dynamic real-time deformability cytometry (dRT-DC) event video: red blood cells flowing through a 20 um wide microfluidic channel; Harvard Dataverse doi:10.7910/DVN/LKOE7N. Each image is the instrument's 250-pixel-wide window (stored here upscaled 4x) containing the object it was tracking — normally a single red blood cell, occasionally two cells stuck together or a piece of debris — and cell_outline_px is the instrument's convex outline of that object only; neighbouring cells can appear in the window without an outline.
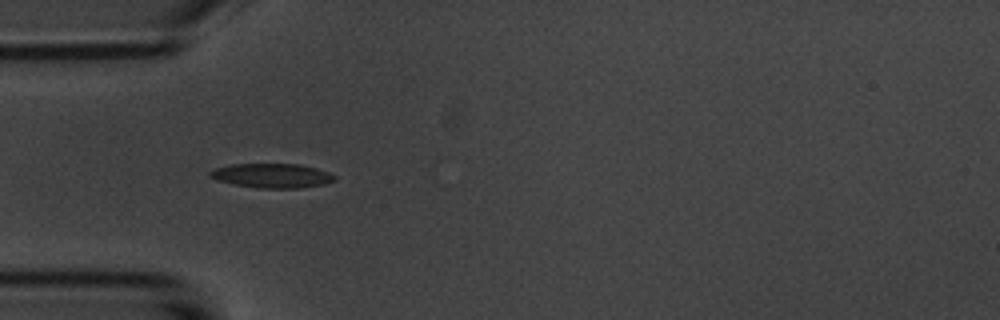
{"species": "common noctule bat (a hibernating species)", "species_latin": "Nyctalus noctula", "temperature_condition": "room temperature", "stored_images_in_passage": 9, "camera_frame_rate_fps": 3000, "um_per_image_px": 0.085, "animal": {"sex": "male", "body_mass_g": 20.1, "forearm_length_mm": 53.5}, "frame": {"image": 1, "passage_image": 1, "time_ms": 0.0, "image_size_px": [1000, 320], "cell_outline_px": [[336, 180], [324, 184], [300, 188], [260, 188], [236, 184], [216, 180], [208, 176], [208, 172], [216, 168], [232, 164], [300, 164], [316, 168], [328, 172], [336, 176]], "centroid_in_image_um": [23.13, 14.93], "position_along_channel_um": 61.9, "area_um2": 17.63}}
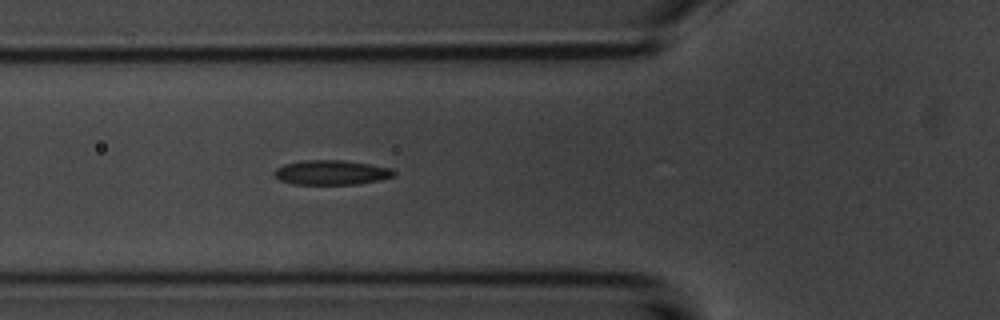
{"frame": {"image": 2, "passage_image": 4, "time_ms": 1.0, "image_size_px": [1000, 320], "cell_outline_px": [[396, 176], [380, 180], [356, 184], [292, 184], [280, 180], [272, 172], [276, 168], [284, 164], [304, 160], [340, 160], [368, 164], [392, 168], [396, 172]], "centroid_in_image_um": [28.18, 14.66], "position_along_channel_um": 97.6, "area_um2": 17.17}}
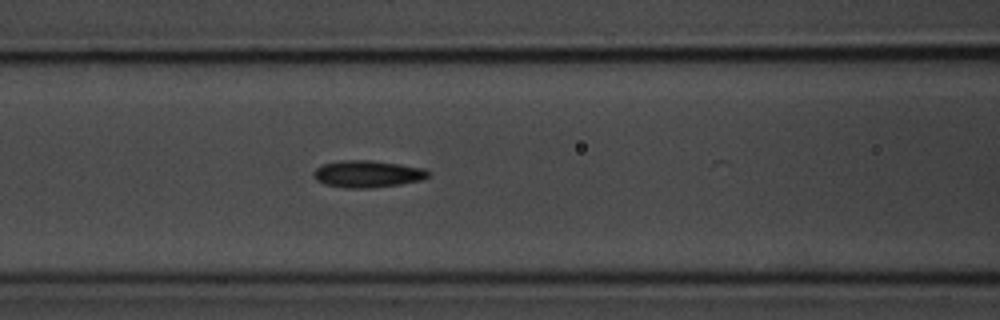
{"frame": {"image": 3, "passage_image": 7, "time_ms": 2.0, "image_size_px": [1000, 320], "cell_outline_px": [[432, 176], [420, 180], [400, 184], [372, 188], [344, 188], [324, 184], [316, 180], [312, 176], [312, 172], [316, 168], [324, 164], [340, 160], [372, 160], [400, 164], [424, 168], [432, 172]], "centroid_in_image_um": [31.25, 14.78], "position_along_channel_um": 135.4, "area_um2": 18.32}}